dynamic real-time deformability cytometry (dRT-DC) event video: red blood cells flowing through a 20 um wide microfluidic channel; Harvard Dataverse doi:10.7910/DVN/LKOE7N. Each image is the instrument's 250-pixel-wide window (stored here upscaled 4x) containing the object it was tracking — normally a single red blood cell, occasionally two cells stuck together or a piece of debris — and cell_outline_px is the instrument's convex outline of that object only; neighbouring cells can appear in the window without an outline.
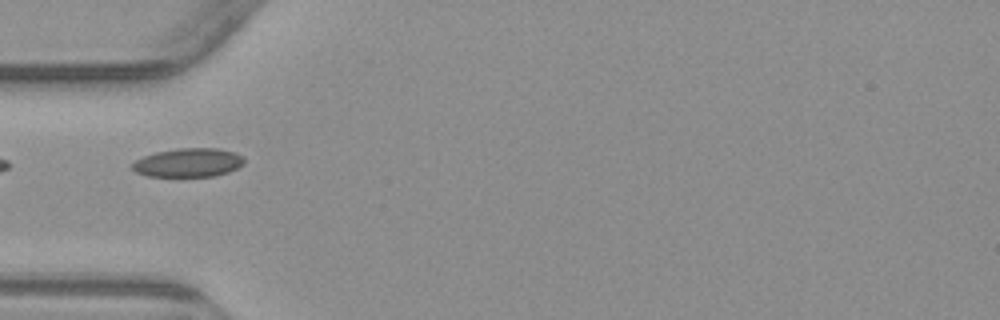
{"species": "common noctule bat (a hibernating species)", "species_latin": "Nyctalus noctula", "temperature_condition": "warm", "stored_images_in_passage": 5, "camera_frame_rate_fps": 3000, "um_per_image_px": 0.085, "animal": {"sex": "male", "body_mass_g": 23.1, "forearm_length_mm": 52.7}, "frame": {"image": 1, "passage_image": 5, "time_ms": 4.667, "image_size_px": [1000, 320], "cell_outline_px": [[244, 164], [228, 172], [212, 176], [148, 176], [136, 172], [132, 168], [132, 164], [136, 160], [144, 156], [156, 152], [176, 148], [216, 148], [236, 152], [244, 156]], "centroid_in_image_um": [16.03, 13.81], "position_along_channel_um": 69.0, "area_um2": 18.73}}